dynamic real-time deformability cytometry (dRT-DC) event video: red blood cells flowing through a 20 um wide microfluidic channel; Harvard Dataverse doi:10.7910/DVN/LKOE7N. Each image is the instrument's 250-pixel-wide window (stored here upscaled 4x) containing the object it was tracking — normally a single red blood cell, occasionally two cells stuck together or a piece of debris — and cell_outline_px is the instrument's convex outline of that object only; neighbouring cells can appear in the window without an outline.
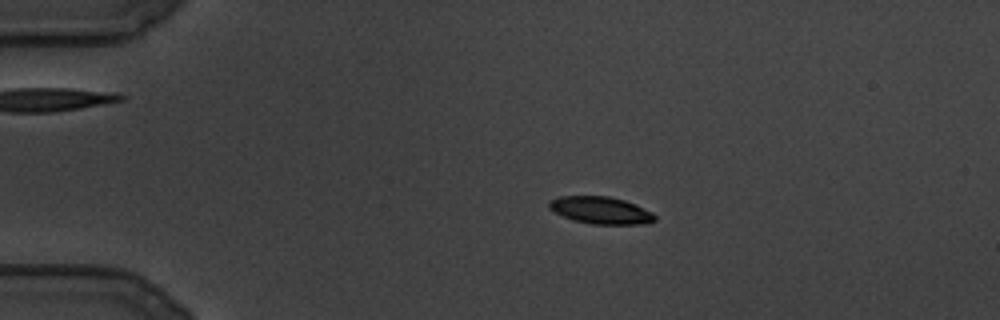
{"species": "common noctule bat (a hibernating species)", "species_latin": "Nyctalus noctula", "temperature_condition": "cold", "stored_images_in_passage": 102, "camera_frame_rate_fps": 3000, "um_per_image_px": 0.085, "animal": {"sex": "male", "body_mass_g": 19.5, "forearm_length_mm": 54.6}, "frame": {"image": 1, "passage_image": 8, "time_ms": 2.333, "image_size_px": [1000, 320], "cell_outline_px": [[656, 220], [648, 224], [592, 224], [572, 220], [548, 208], [548, 200], [560, 196], [608, 196], [624, 200], [636, 204], [652, 212], [656, 216]], "centroid_in_image_um": [51.07, 17.87], "position_along_channel_um": 33.9, "area_um2": 16.88}}
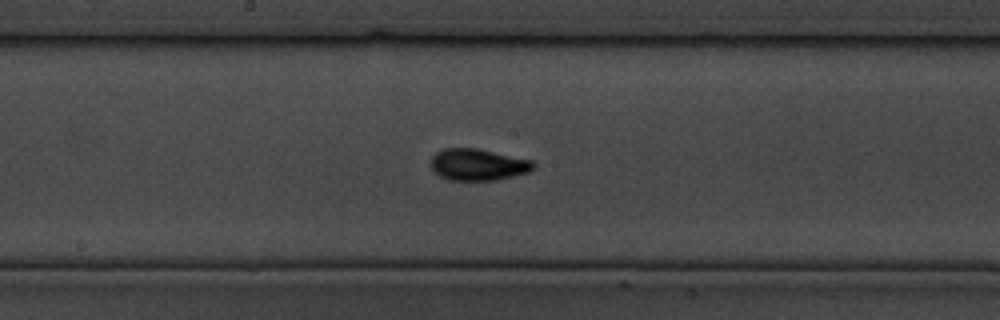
{"frame": {"image": 2, "passage_image": 47, "time_ms": 15.333, "image_size_px": [1000, 320], "cell_outline_px": [[536, 168], [528, 172], [496, 180], [448, 180], [440, 176], [432, 168], [432, 156], [436, 152], [444, 148], [476, 148], [532, 160], [536, 164]], "centroid_in_image_um": [40.65, 13.99], "position_along_channel_um": 207.6, "area_um2": 18.84}}
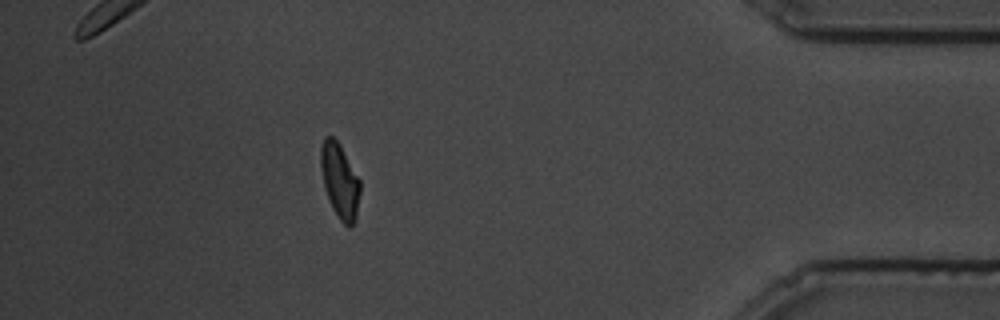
{"frame": {"image": 3, "passage_image": 89, "time_ms": 29.333, "image_size_px": [1000, 320], "cell_outline_px": [[360, 192], [356, 216], [352, 228], [348, 228], [340, 220], [332, 208], [324, 188], [320, 168], [320, 148], [324, 136], [332, 136], [340, 144], [360, 180]], "centroid_in_image_um": [28.87, 15.37], "position_along_channel_um": 406.3, "area_um2": 17.34}}